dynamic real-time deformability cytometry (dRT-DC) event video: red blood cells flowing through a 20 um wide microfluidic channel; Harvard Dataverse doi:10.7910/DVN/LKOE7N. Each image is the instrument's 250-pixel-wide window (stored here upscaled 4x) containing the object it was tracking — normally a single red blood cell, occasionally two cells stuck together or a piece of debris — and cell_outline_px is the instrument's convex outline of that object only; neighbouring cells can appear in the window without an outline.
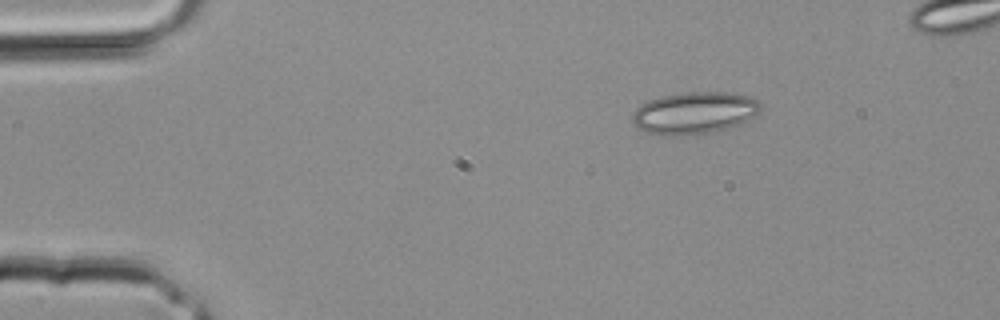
{"species": "common noctule bat (a hibernating species)", "species_latin": "Nyctalus noctula", "temperature_condition": "room temperature", "stored_images_in_passage": 3, "camera_frame_rate_fps": 3000, "um_per_image_px": 0.085, "animal": {"sex": "male", "body_mass_g": 20.4}, "frame": {"image": 1, "passage_image": 1, "time_ms": 0.0, "image_size_px": [1000, 320], "cell_outline_px": [[760, 108], [756, 116], [728, 128], [716, 132], [672, 136], [664, 136], [644, 132], [636, 128], [632, 124], [632, 112], [640, 104], [648, 100], [660, 96], [688, 92], [728, 92], [748, 96], [756, 100], [760, 104]], "centroid_in_image_um": [58.95, 9.61], "position_along_channel_um": 26.0, "area_um2": 31.73}}